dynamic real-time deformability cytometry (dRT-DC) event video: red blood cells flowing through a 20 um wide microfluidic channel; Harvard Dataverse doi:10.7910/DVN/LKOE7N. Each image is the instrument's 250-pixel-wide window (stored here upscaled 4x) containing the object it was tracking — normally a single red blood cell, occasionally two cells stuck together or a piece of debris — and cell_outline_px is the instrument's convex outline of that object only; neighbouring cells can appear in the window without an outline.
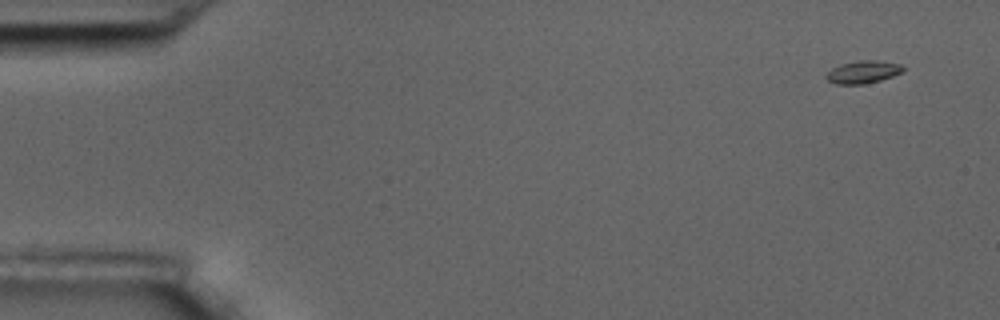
{"species": "common noctule bat (a hibernating species)", "species_latin": "Nyctalus noctula", "temperature_condition": "room temperature", "stored_images_in_passage": 5, "camera_frame_rate_fps": 3000, "um_per_image_px": 0.085, "animal": {"sex": "male", "body_mass_g": 17.5, "forearm_length_mm": 52.3}, "frame": {"image": 1, "passage_image": 1, "time_ms": 0.0, "image_size_px": [1000, 320], "cell_outline_px": [[904, 72], [880, 80], [864, 84], [836, 84], [828, 80], [824, 76], [832, 68], [840, 64], [860, 60], [876, 60], [900, 64], [904, 68]], "centroid_in_image_um": [73.36, 6.12], "position_along_channel_um": 11.6, "area_um2": 10.12}}